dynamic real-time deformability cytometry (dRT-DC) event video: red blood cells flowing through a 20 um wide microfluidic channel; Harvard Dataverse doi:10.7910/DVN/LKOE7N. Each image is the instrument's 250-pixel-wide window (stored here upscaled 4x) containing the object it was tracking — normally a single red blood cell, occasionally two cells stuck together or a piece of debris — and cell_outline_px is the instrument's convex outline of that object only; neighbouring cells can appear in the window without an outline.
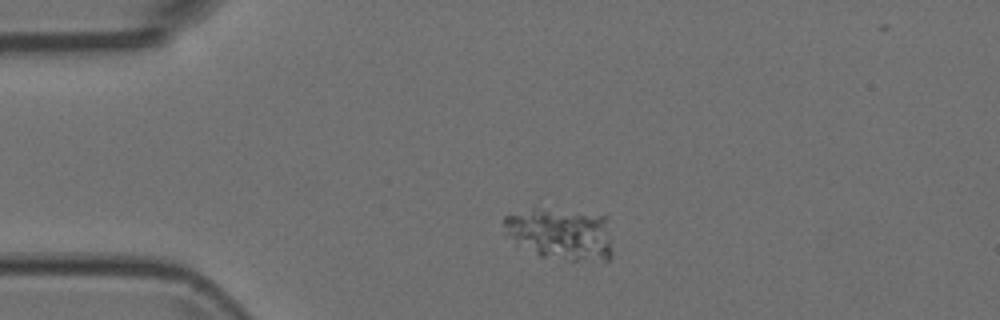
{"species": "Egyptian fruit bat (a non-hibernating species)", "species_latin": "Rousettus aegyptiacus", "temperature_condition": "room temperature", "stored_images_in_passage": 4, "camera_frame_rate_fps": 3000, "um_per_image_px": 0.085, "animal": {"sex": "female"}, "frame": {"image": 1, "passage_image": 2, "time_ms": 0.333, "image_size_px": [1000, 320], "cell_outline_px": [[612, 256], [608, 260], [572, 260], [540, 256], [504, 232], [504, 216], [532, 208], [544, 208], [608, 216], [612, 252]], "centroid_in_image_um": [47.72, 19.86], "position_along_channel_um": 37.3, "area_um2": 32.48}}
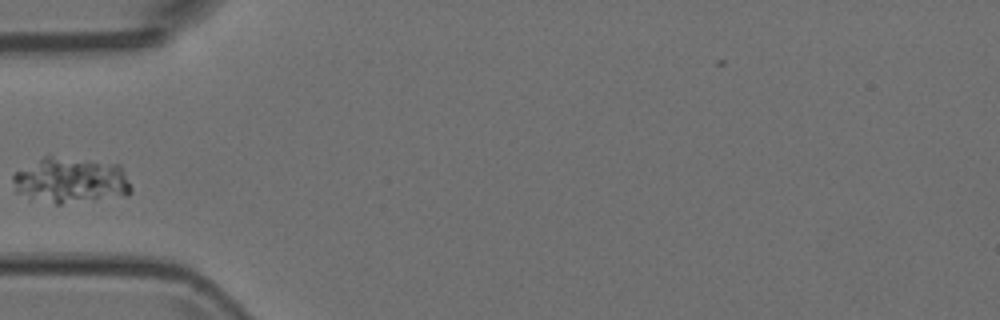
{"frame": {"image": 2, "passage_image": 4, "time_ms": 1.0, "image_size_px": [1000, 320], "cell_outline_px": [[132, 192], [128, 196], [60, 204], [56, 204], [16, 192], [12, 180], [12, 176], [16, 172], [44, 156], [52, 156], [120, 164], [132, 188]], "centroid_in_image_um": [6.07, 15.33], "position_along_channel_um": 78.9, "area_um2": 31.27}}